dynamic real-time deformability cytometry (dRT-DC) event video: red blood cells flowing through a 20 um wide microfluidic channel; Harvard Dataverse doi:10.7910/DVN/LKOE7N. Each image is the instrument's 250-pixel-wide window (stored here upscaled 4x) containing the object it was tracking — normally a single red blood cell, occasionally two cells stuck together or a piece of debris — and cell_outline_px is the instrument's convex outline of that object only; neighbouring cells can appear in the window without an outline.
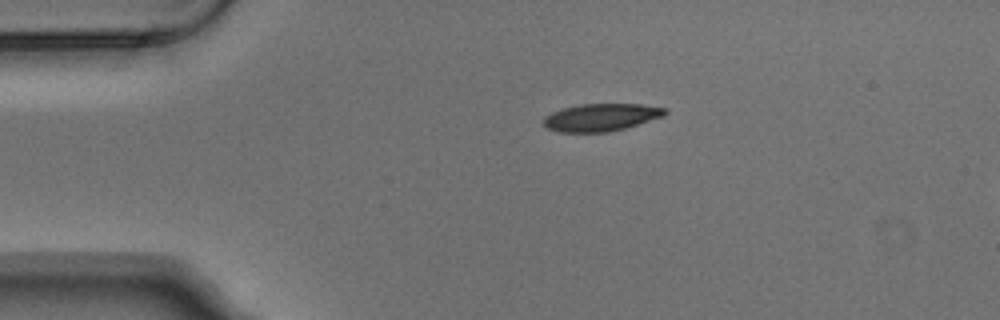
{"species": "Egyptian fruit bat (a non-hibernating species)", "species_latin": "Rousettus aegyptiacus", "temperature_condition": "warm", "stored_images_in_passage": 3, "segment_of_instrument_passage": [1, 2], "camera_frame_rate_fps": 3000, "um_per_image_px": 0.085, "animal": {"sex": "male"}, "frame": {"image": 1, "passage_image": 1, "time_ms": 0.0, "image_size_px": [1000, 320], "cell_outline_px": [[668, 112], [664, 116], [624, 128], [608, 132], [560, 132], [548, 128], [544, 124], [544, 116], [552, 112], [564, 108], [580, 104], [644, 104], [664, 108]], "centroid_in_image_um": [51.1, 9.97], "position_along_channel_um": 33.9, "area_um2": 19.31}}